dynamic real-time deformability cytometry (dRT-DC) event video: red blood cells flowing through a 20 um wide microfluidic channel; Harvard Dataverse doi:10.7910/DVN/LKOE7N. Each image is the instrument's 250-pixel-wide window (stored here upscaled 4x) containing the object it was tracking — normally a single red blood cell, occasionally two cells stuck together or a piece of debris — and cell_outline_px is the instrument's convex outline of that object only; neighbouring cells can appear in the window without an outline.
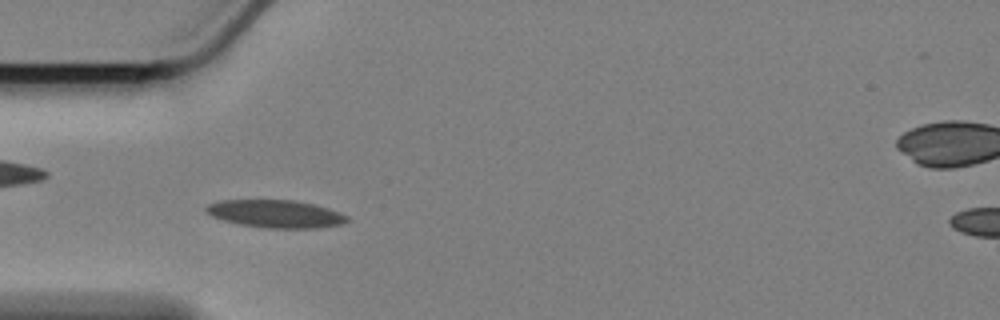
{"species": "Egyptian fruit bat (a non-hibernating species)", "species_latin": "Rousettus aegyptiacus", "temperature_condition": "cold", "stored_images_in_passage": 58, "camera_frame_rate_fps": 3000, "um_per_image_px": 0.085, "animal": {"sex": "female"}, "frame": {"image": 1, "passage_image": 17, "time_ms": 5.333, "image_size_px": [1000, 320], "cell_outline_px": [[352, 220], [344, 224], [316, 228], [268, 228], [240, 224], [224, 220], [212, 216], [204, 212], [204, 208], [208, 204], [220, 200], [296, 200], [328, 208], [340, 212], [348, 216]], "centroid_in_image_um": [23.46, 18.17], "position_along_channel_um": 61.5, "area_um2": 22.95}}
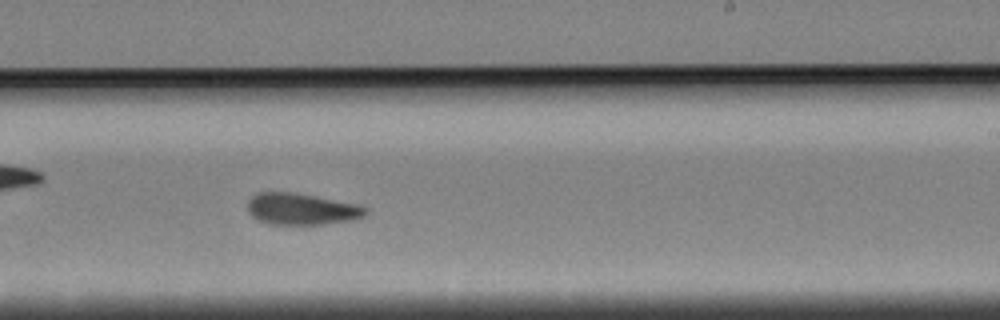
{"frame": {"image": 2, "passage_image": 35, "time_ms": 11.333, "image_size_px": [1000, 320], "cell_outline_px": [[368, 212], [364, 216], [352, 220], [320, 224], [268, 224], [252, 216], [248, 212], [248, 200], [256, 192], [292, 192], [360, 204], [368, 208]], "centroid_in_image_um": [25.64, 17.76], "position_along_channel_um": 263.4, "area_um2": 21.73}}
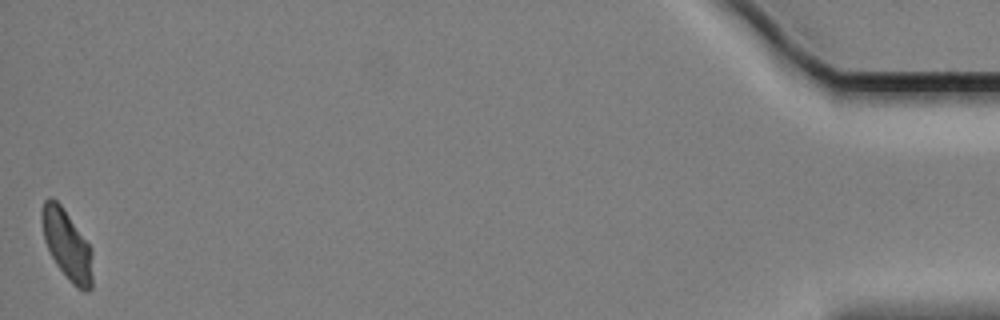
{"frame": {"image": 3, "passage_image": 58, "time_ms": 19.0, "image_size_px": [1000, 320], "cell_outline_px": [[92, 288], [88, 292], [84, 292], [76, 288], [72, 284], [56, 264], [44, 240], [40, 216], [44, 200], [48, 196], [52, 196], [60, 204], [92, 248]], "centroid_in_image_um": [5.69, 20.82], "position_along_channel_um": 429.5, "area_um2": 20.75}, "authors_computed_cell_mechanics": {"area_um2": 21.9929, "velocity_mm_per_s": 3.3799, "shape_relaxation_time_tau1_ms": null, "shape_relaxation_time_tau2_ms": 5.5864, "deformation_change_tau1": null, "deformation_change_tau2": 0.0869}}